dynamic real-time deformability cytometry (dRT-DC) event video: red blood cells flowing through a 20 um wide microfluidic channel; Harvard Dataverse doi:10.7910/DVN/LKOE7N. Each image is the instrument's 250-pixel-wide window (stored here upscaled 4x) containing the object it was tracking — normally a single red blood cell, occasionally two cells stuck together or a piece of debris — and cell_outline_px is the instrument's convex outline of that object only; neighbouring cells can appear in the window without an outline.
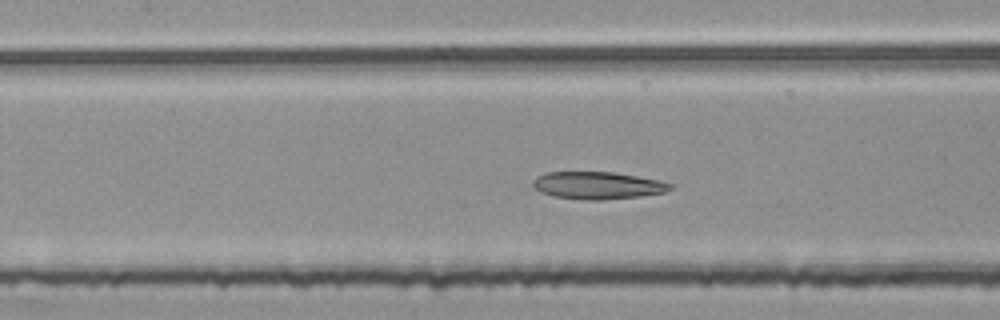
{"species": "common noctule bat (a hibernating species)", "species_latin": "Nyctalus noctula", "temperature_condition": "room temperature", "stored_images_in_passage": 39, "camera_frame_rate_fps": 3000, "um_per_image_px": 0.085, "animal": {"sex": "female", "body_mass_g": 25.1}, "frame": {"image": 1, "passage_image": 11, "time_ms": 3.333, "image_size_px": [1000, 320], "cell_outline_px": [[672, 188], [664, 192], [640, 196], [604, 200], [584, 200], [552, 196], [540, 192], [532, 184], [532, 180], [536, 176], [544, 172], [612, 172], [636, 176], [656, 180], [672, 184]], "centroid_in_image_um": [50.73, 15.76], "position_along_channel_um": 156.7, "area_um2": 21.85}}
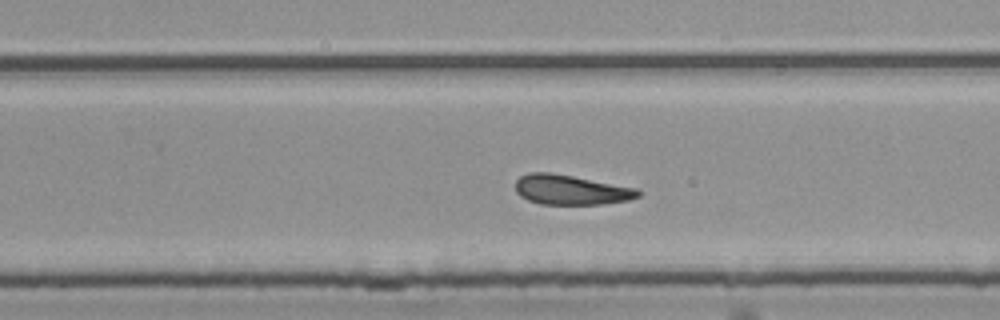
{"frame": {"image": 2, "passage_image": 21, "time_ms": 6.667, "image_size_px": [1000, 320], "cell_outline_px": [[640, 196], [628, 200], [604, 204], [540, 204], [528, 200], [520, 196], [516, 192], [516, 180], [520, 176], [528, 172], [548, 172], [572, 176], [640, 188]], "centroid_in_image_um": [48.54, 16.13], "position_along_channel_um": 281.3, "area_um2": 21.44}}
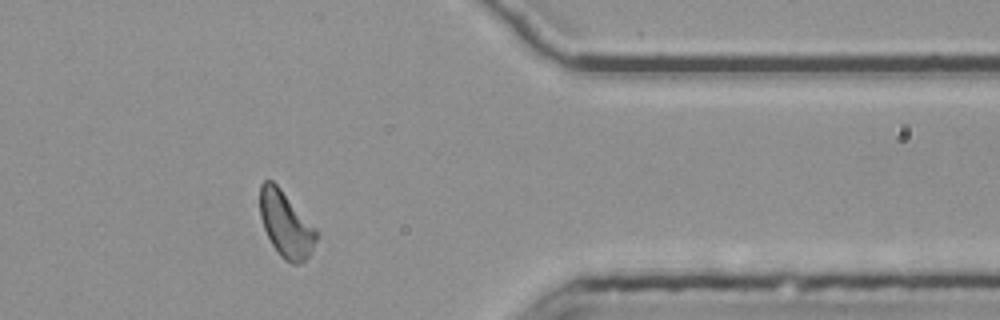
{"frame": {"image": 3, "passage_image": 31, "time_ms": 10.0, "image_size_px": [1000, 320], "cell_outline_px": [[316, 240], [304, 264], [292, 264], [284, 260], [280, 256], [272, 244], [264, 228], [260, 216], [260, 184], [264, 180], [272, 180], [280, 188], [316, 228]], "centroid_in_image_um": [24.29, 19.08], "position_along_channel_um": 387.1, "area_um2": 21.44}, "authors_computed_cell_mechanics": {"area_um2": 21.5594, "velocity_mm_per_s": 3.7554, "shape_relaxation_time_tau1_ms": null, "shape_relaxation_time_tau2_ms": 5.3272, "deformation_change_tau1": null, "deformation_change_tau2": 0.1447}}